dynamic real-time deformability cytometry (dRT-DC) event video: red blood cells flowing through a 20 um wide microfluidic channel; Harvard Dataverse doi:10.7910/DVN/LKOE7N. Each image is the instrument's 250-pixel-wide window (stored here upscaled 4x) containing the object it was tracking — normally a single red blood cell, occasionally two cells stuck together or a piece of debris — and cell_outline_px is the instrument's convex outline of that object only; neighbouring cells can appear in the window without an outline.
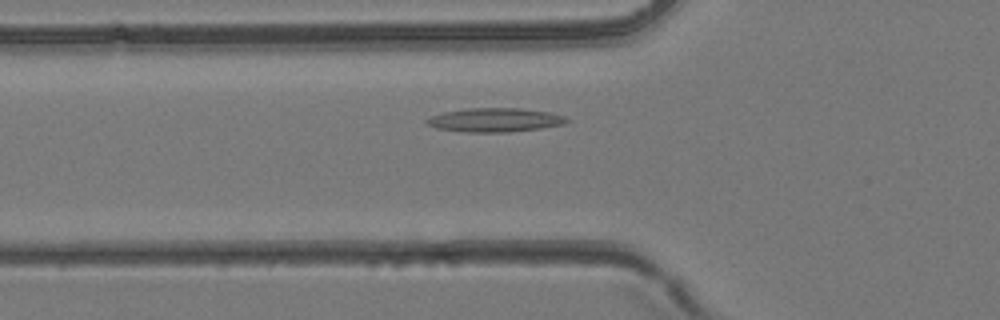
{"species": "common noctule bat (a hibernating species)", "species_latin": "Nyctalus noctula", "temperature_condition": "room temperature", "stored_images_in_passage": 32, "camera_frame_rate_fps": 3000, "um_per_image_px": 0.085, "animal": {"sex": "female", "body_mass_g": 24.6, "forearm_length_mm": 56.2}, "frame": {"image": 1, "passage_image": 4, "time_ms": 1.0, "image_size_px": [1000, 320], "cell_outline_px": [[568, 120], [564, 124], [540, 128], [508, 132], [464, 132], [436, 128], [428, 124], [424, 120], [432, 116], [444, 112], [468, 108], [520, 108], [548, 112], [564, 116]], "centroid_in_image_um": [42.04, 10.2], "position_along_channel_um": 83.8, "area_um2": 19.31}}
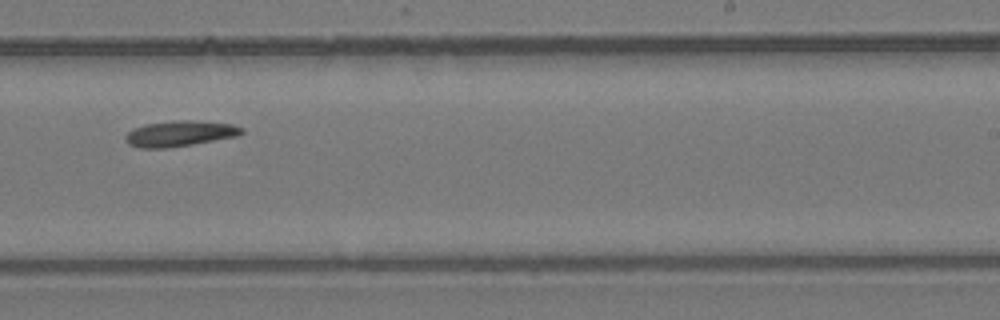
{"frame": {"image": 2, "passage_image": 16, "time_ms": 5.0, "image_size_px": [1000, 320], "cell_outline_px": [[244, 132], [240, 136], [168, 148], [140, 148], [128, 144], [124, 140], [124, 136], [132, 128], [144, 124], [180, 120], [192, 120], [232, 124], [244, 128]], "centroid_in_image_um": [15.28, 11.35], "position_along_channel_um": 273.7, "area_um2": 17.57}}
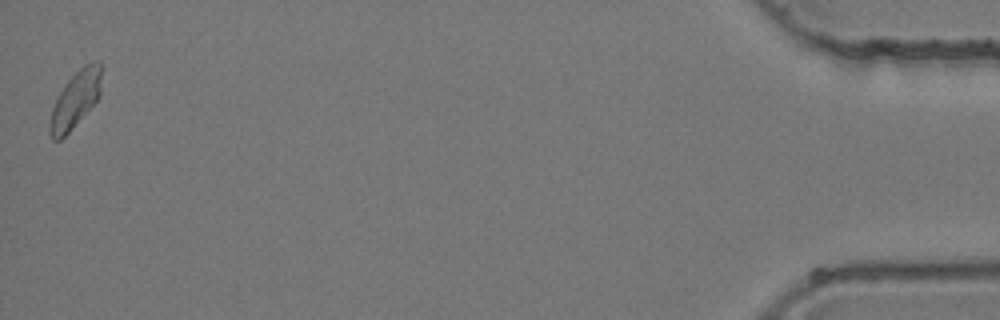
{"frame": {"image": 3, "passage_image": 32, "time_ms": 10.333, "image_size_px": [1000, 320], "cell_outline_px": [[104, 68], [100, 96], [68, 132], [60, 140], [52, 140], [48, 132], [48, 124], [52, 108], [56, 96], [64, 84], [84, 64], [92, 60], [100, 60]], "centroid_in_image_um": [6.43, 8.39], "position_along_channel_um": 428.8, "area_um2": 17.51}}